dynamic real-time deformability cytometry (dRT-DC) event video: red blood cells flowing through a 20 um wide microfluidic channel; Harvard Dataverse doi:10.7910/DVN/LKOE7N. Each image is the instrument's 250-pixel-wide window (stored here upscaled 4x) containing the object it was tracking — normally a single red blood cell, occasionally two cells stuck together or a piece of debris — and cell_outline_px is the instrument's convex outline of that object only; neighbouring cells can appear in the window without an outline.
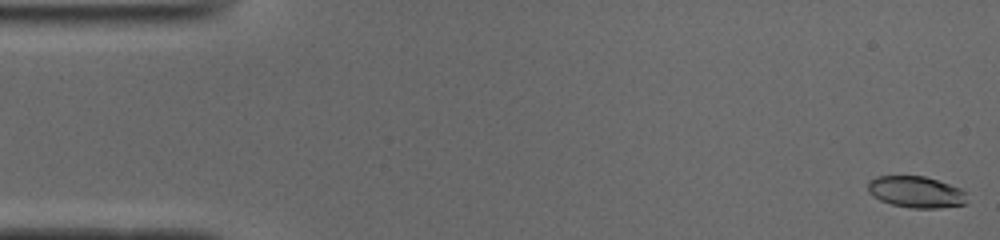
{"species": "common noctule bat (a hibernating species)", "species_latin": "Nyctalus noctula", "temperature_condition": "cold", "stored_images_in_passage": 51, "camera_frame_rate_fps": 3000, "um_per_image_px": 0.085, "animal": {"sex": "male", "body_mass_g": 19.0, "forearm_length_mm": 50.8}, "frame": {"image": 1, "passage_image": 1, "time_ms": 0.0, "image_size_px": [1000, 240], "cell_outline_px": [[964, 204], [940, 208], [912, 208], [892, 204], [880, 200], [872, 196], [868, 192], [868, 180], [876, 176], [924, 176], [960, 188], [964, 192]], "centroid_in_image_um": [77.79, 16.31], "position_along_channel_um": 7.2, "area_um2": 17.98}}
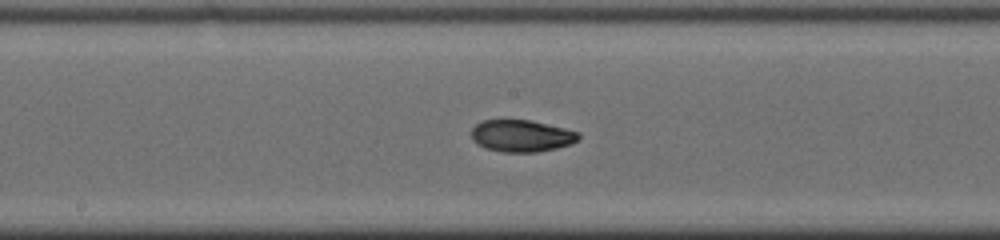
{"frame": {"image": 2, "passage_image": 26, "time_ms": 8.333, "image_size_px": [1000, 240], "cell_outline_px": [[580, 136], [572, 144], [556, 148], [536, 152], [504, 152], [488, 148], [476, 144], [472, 140], [472, 128], [476, 124], [484, 120], [532, 120], [580, 132]], "centroid_in_image_um": [44.34, 11.54], "position_along_channel_um": 203.9, "area_um2": 19.88}}
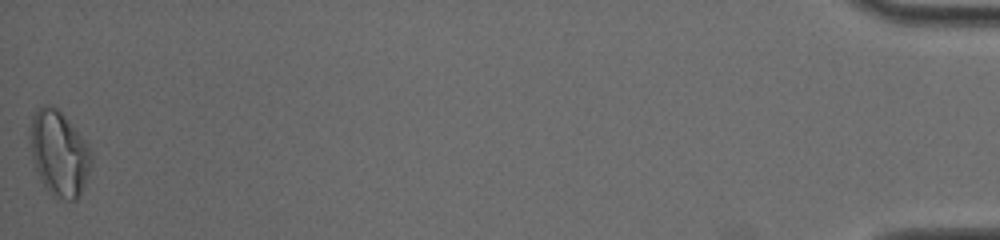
{"frame": {"image": 3, "passage_image": 51, "time_ms": 16.667, "image_size_px": [1000, 240], "cell_outline_px": [[92, 160], [80, 196], [76, 200], [68, 200], [52, 196], [44, 188], [40, 180], [32, 160], [32, 116], [36, 108], [44, 104], [52, 104], [64, 116], [88, 148], [92, 156]], "centroid_in_image_um": [5.0, 13.08], "position_along_channel_um": 430.2, "area_um2": 29.65}, "authors_computed_cell_mechanics": {"area_um2": 19.8254, "velocity_mm_per_s": 3.927, "shape_relaxation_time_tau1_ms": 4.2091, "shape_relaxation_time_tau2_ms": 3.0514, "deformation_change_tau1": 0.1589, "deformation_change_tau2": 0.0594}}